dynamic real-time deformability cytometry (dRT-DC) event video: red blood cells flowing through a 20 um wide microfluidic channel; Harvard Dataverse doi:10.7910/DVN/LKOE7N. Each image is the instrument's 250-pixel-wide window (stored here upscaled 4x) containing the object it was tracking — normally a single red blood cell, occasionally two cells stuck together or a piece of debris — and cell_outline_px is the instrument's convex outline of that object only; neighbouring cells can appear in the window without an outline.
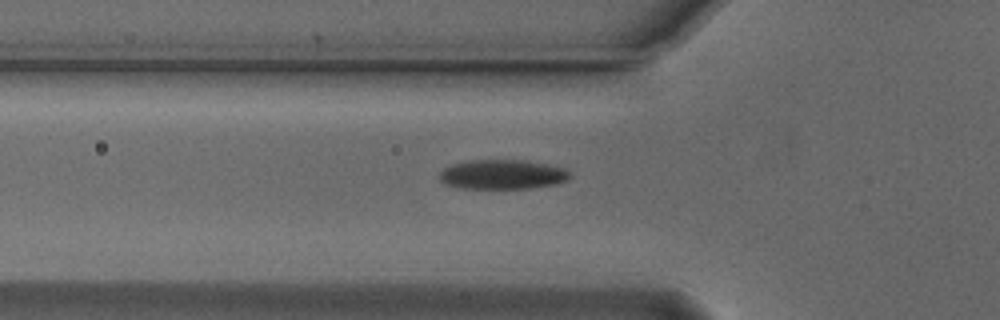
{"species": "Egyptian fruit bat (a non-hibernating species)", "species_latin": "Rousettus aegyptiacus", "temperature_condition": "cold", "stored_images_in_passage": 32, "camera_frame_rate_fps": 3000, "um_per_image_px": 0.085, "animal": {"sex": "male"}, "frame": {"image": 1, "passage_image": 2, "time_ms": 0.333, "image_size_px": [1000, 320], "cell_outline_px": [[572, 176], [568, 180], [556, 184], [532, 188], [460, 188], [444, 184], [440, 180], [440, 172], [444, 168], [452, 164], [468, 160], [524, 160], [564, 168]], "centroid_in_image_um": [42.69, 14.83], "position_along_channel_um": 83.1, "area_um2": 22.43}}
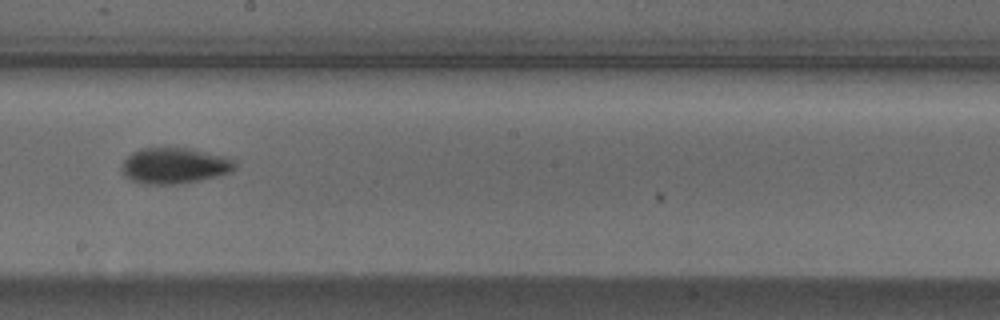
{"frame": {"image": 2, "passage_image": 14, "time_ms": 4.333, "image_size_px": [1000, 320], "cell_outline_px": [[236, 168], [228, 172], [216, 176], [200, 180], [180, 184], [144, 184], [132, 180], [124, 176], [120, 168], [124, 160], [132, 152], [140, 148], [192, 148], [220, 156], [232, 160], [236, 164]], "centroid_in_image_um": [14.77, 14.09], "position_along_channel_um": 233.4, "area_um2": 23.52}}
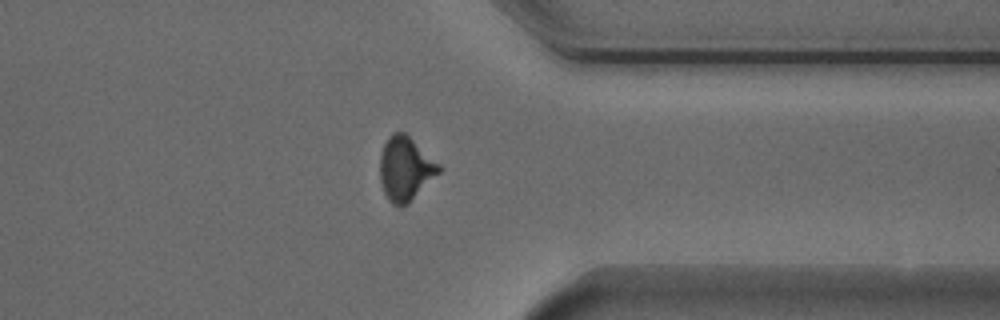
{"frame": {"image": 3, "passage_image": 26, "time_ms": 8.333, "image_size_px": [1000, 320], "cell_outline_px": [[440, 172], [408, 204], [400, 208], [392, 204], [388, 200], [384, 192], [380, 180], [380, 156], [384, 144], [388, 136], [392, 132], [404, 132], [440, 164]], "centroid_in_image_um": [34.44, 14.36], "position_along_channel_um": 377.0, "area_um2": 21.96}}